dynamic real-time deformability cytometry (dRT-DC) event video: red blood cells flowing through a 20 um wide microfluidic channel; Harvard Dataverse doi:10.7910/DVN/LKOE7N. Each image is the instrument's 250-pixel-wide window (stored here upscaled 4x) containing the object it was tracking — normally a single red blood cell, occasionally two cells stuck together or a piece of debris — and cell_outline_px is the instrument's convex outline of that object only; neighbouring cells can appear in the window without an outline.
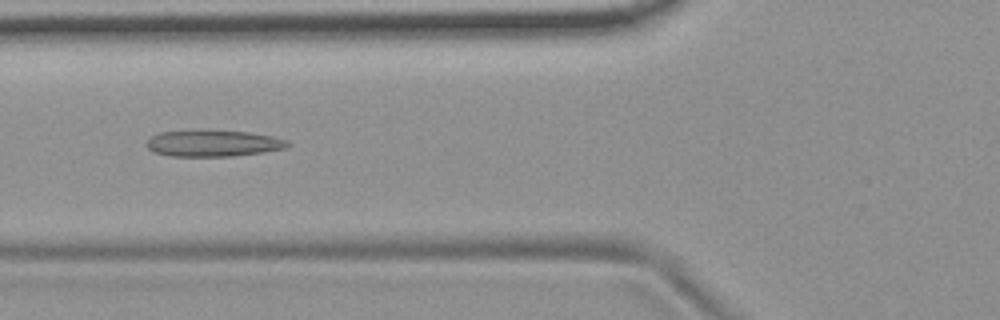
{"species": "common noctule bat (a hibernating species)", "species_latin": "Nyctalus noctula", "temperature_condition": "room temperature", "stored_images_in_passage": 7, "camera_frame_rate_fps": 3000, "um_per_image_px": 0.085, "animal": {"sex": "female", "body_mass_g": 19.9}, "frame": {"image": 1, "passage_image": 5, "time_ms": 1.333, "image_size_px": [1000, 320], "cell_outline_px": [[292, 144], [284, 148], [264, 152], [232, 156], [168, 156], [152, 152], [144, 144], [152, 136], [160, 132], [248, 132], [272, 136], [288, 140]], "centroid_in_image_um": [18.13, 12.22], "position_along_channel_um": 107.7, "area_um2": 21.15}}
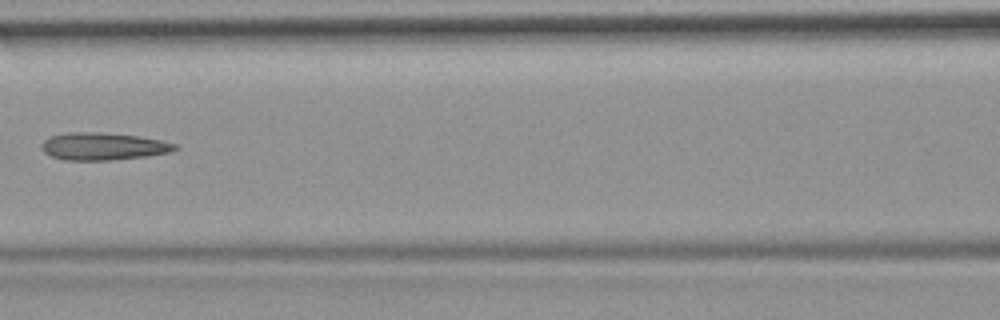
{"frame": {"image": 2, "passage_image": 6, "time_ms": 1.667, "image_size_px": [1000, 320], "cell_outline_px": [[176, 148], [172, 152], [148, 156], [112, 160], [64, 160], [52, 156], [44, 152], [40, 148], [40, 144], [44, 140], [52, 136], [68, 132], [104, 132], [136, 136], [164, 140], [176, 144]], "centroid_in_image_um": [8.77, 12.44], "position_along_channel_um": 157.8, "area_um2": 21.44}}